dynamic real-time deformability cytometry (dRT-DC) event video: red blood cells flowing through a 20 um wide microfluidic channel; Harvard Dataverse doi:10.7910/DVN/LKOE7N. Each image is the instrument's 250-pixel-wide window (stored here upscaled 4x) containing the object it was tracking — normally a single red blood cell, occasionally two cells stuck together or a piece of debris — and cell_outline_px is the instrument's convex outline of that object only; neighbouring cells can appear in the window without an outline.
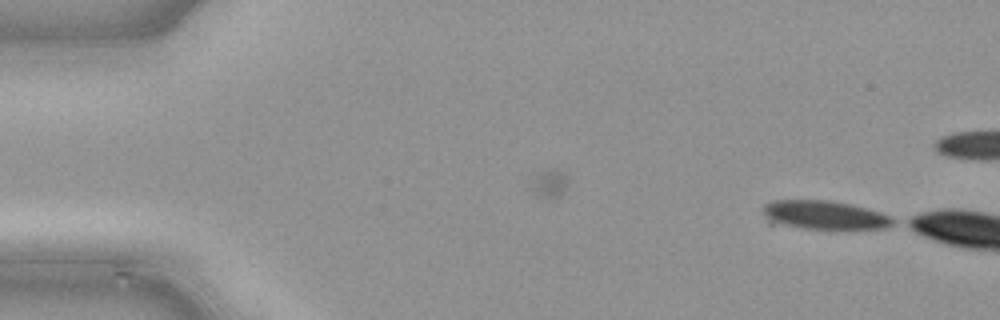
{"species": "common noctule bat (a hibernating species)", "species_latin": "Nyctalus noctula", "temperature_condition": "cold", "stored_images_in_passage": 13, "camera_frame_rate_fps": 3000, "um_per_image_px": 0.085, "animal": {"sex": "male", "body_mass_g": 21.5, "forearm_length_mm": 52.0}, "frame": {"image": 1, "passage_image": 13, "time_ms": 4.0, "image_size_px": [1000, 320], "cell_outline_px": [[896, 220], [892, 224], [884, 228], [800, 228], [768, 224], [764, 212], [764, 204], [772, 200], [828, 200], [852, 204], [880, 212]], "centroid_in_image_um": [69.99, 18.27], "position_along_channel_um": 15.0, "area_um2": 21.73}}